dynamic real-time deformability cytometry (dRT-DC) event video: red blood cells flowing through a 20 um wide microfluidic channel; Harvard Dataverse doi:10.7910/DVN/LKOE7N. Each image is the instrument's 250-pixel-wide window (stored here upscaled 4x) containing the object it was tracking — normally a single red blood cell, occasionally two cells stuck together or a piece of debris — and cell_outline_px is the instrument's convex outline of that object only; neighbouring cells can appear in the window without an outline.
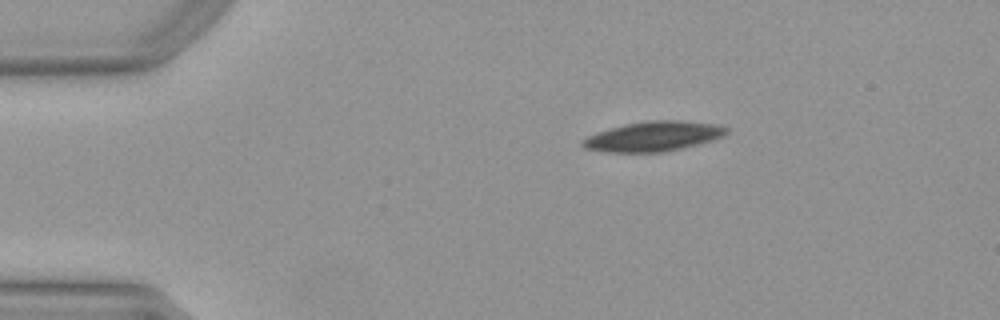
{"species": "Egyptian fruit bat (a non-hibernating species)", "species_latin": "Rousettus aegyptiacus", "temperature_condition": "warm", "stored_images_in_passage": 44, "camera_frame_rate_fps": 3000, "um_per_image_px": 0.085, "animal": {"sex": "female"}, "frame": {"image": 1, "passage_image": 1, "time_ms": 0.0, "image_size_px": [1000, 320], "cell_outline_px": [[728, 132], [712, 140], [664, 152], [604, 152], [584, 148], [580, 144], [580, 140], [588, 136], [624, 124], [648, 120], [680, 120], [716, 124], [728, 128]], "centroid_in_image_um": [55.5, 11.59], "position_along_channel_um": 29.5, "area_um2": 24.8}}
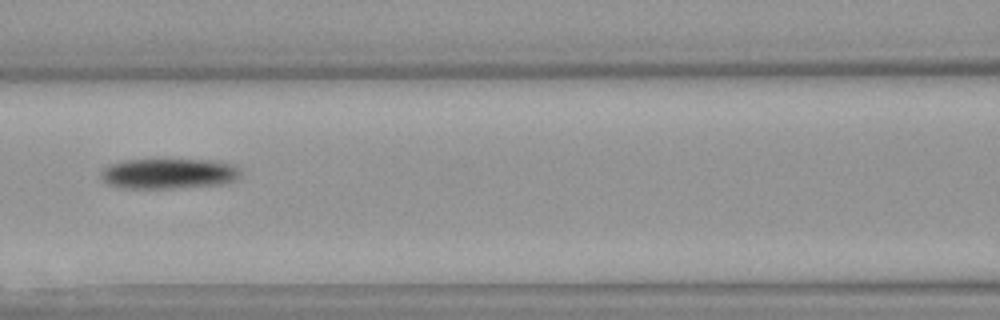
{"frame": {"image": 2, "passage_image": 15, "time_ms": 4.667, "image_size_px": [1000, 320], "cell_outline_px": [[240, 176], [236, 180], [220, 184], [172, 188], [120, 188], [108, 184], [100, 176], [100, 172], [104, 168], [112, 164], [124, 160], [212, 160], [236, 164], [240, 172]], "centroid_in_image_um": [14.35, 14.75], "position_along_channel_um": 152.2, "area_um2": 24.62}}
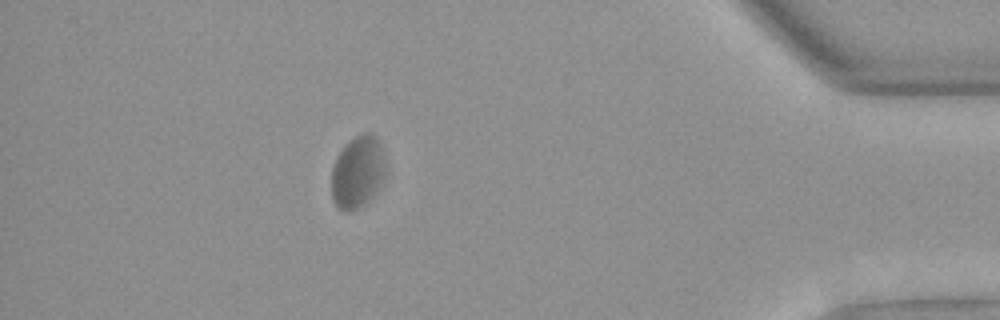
{"frame": {"image": 3, "passage_image": 38, "time_ms": 12.333, "image_size_px": [1000, 320], "cell_outline_px": [[384, 176], [376, 192], [368, 204], [352, 212], [344, 212], [336, 208], [332, 200], [332, 168], [336, 156], [356, 136], [364, 132], [372, 132], [376, 136], [380, 144], [384, 160]], "centroid_in_image_um": [30.39, 14.69], "position_along_channel_um": 404.8, "area_um2": 22.95}}